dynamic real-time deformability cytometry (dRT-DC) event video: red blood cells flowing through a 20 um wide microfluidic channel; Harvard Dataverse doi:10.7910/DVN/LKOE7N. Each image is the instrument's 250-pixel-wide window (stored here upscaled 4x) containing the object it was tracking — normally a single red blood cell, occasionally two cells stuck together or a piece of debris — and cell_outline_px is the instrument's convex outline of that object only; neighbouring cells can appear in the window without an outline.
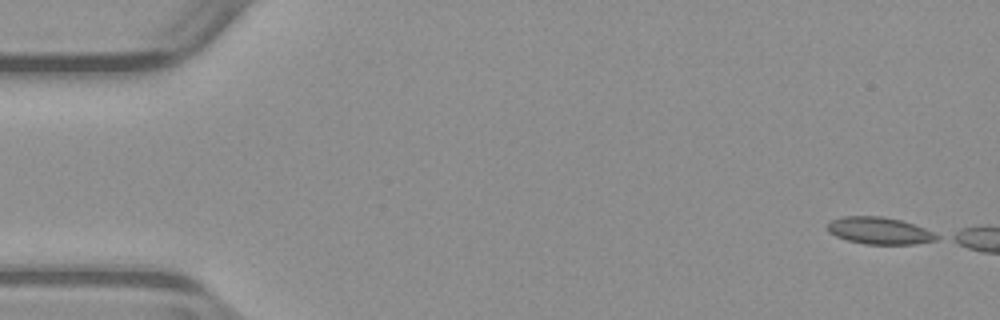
{"species": "common noctule bat (a hibernating species)", "species_latin": "Nyctalus noctula", "temperature_condition": "warm", "stored_images_in_passage": 14, "camera_frame_rate_fps": 3000, "um_per_image_px": 0.085, "animal": {"sex": "male", "body_mass_g": 23.1, "forearm_length_mm": 52.7}, "frame": {"image": 1, "passage_image": 1, "time_ms": 0.0, "image_size_px": [1000, 320], "cell_outline_px": [[940, 240], [916, 244], [864, 244], [848, 240], [836, 236], [828, 232], [828, 224], [832, 220], [844, 216], [880, 216], [900, 220], [924, 228], [940, 236]], "centroid_in_image_um": [74.77, 19.62], "position_along_channel_um": 10.2, "area_um2": 17.11}}